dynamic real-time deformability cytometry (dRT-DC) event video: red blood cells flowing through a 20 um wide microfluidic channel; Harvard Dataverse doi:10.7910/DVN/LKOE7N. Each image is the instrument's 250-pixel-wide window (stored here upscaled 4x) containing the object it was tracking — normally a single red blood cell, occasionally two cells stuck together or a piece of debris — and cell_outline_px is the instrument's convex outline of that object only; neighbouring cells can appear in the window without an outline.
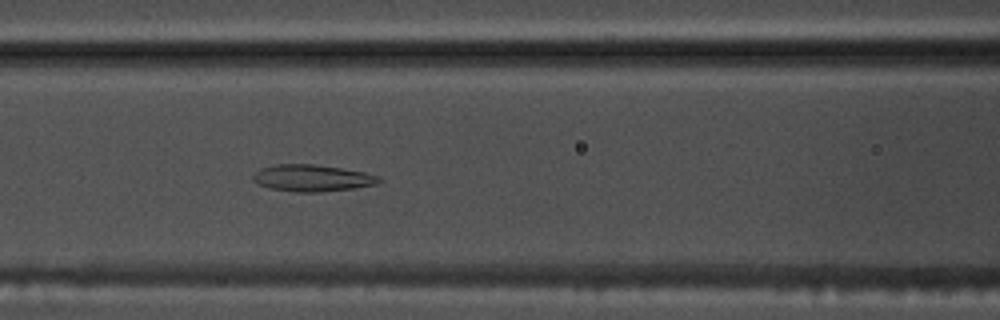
{"species": "common noctule bat (a hibernating species)", "species_latin": "Nyctalus noctula", "temperature_condition": "warm", "stored_images_in_passage": 53, "camera_frame_rate_fps": 3000, "um_per_image_px": 0.085, "animal": {"sex": "male", "body_mass_g": 17.5, "forearm_length_mm": 52.3}, "frame": {"image": 1, "passage_image": 22, "time_ms": 7.0, "image_size_px": [1000, 320], "cell_outline_px": [[380, 180], [376, 184], [352, 188], [320, 192], [296, 192], [272, 188], [260, 184], [252, 180], [252, 176], [260, 168], [276, 164], [316, 164], [364, 172], [380, 176]], "centroid_in_image_um": [26.52, 15.12], "position_along_channel_um": 140.1, "area_um2": 19.42}}
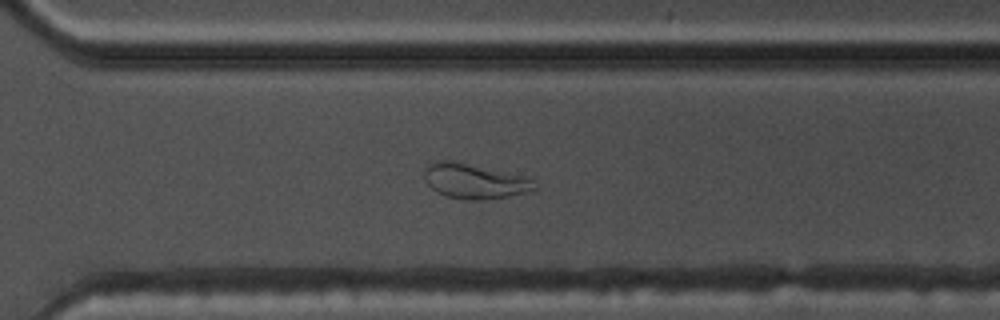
{"frame": {"image": 2, "passage_image": 37, "time_ms": 12.0, "image_size_px": [1000, 320], "cell_outline_px": [[536, 188], [524, 192], [508, 196], [484, 200], [464, 200], [444, 196], [436, 192], [424, 180], [424, 168], [428, 164], [436, 160], [452, 160], [520, 176], [532, 180]], "centroid_in_image_um": [40.21, 15.41], "position_along_channel_um": 330.4, "area_um2": 22.14}}
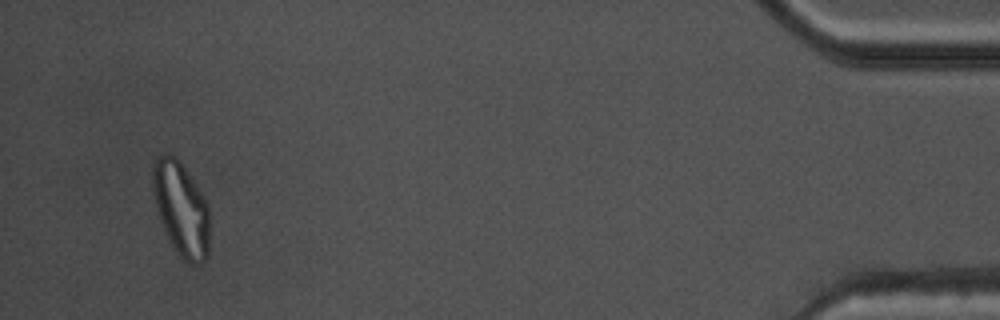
{"frame": {"image": 3, "passage_image": 50, "time_ms": 16.333, "image_size_px": [1000, 320], "cell_outline_px": [[208, 256], [200, 264], [188, 264], [176, 252], [160, 220], [156, 208], [152, 192], [152, 164], [156, 156], [164, 152], [168, 152], [176, 156], [180, 160], [208, 204]], "centroid_in_image_um": [15.36, 17.7], "position_along_channel_um": 419.8, "area_um2": 31.33}}